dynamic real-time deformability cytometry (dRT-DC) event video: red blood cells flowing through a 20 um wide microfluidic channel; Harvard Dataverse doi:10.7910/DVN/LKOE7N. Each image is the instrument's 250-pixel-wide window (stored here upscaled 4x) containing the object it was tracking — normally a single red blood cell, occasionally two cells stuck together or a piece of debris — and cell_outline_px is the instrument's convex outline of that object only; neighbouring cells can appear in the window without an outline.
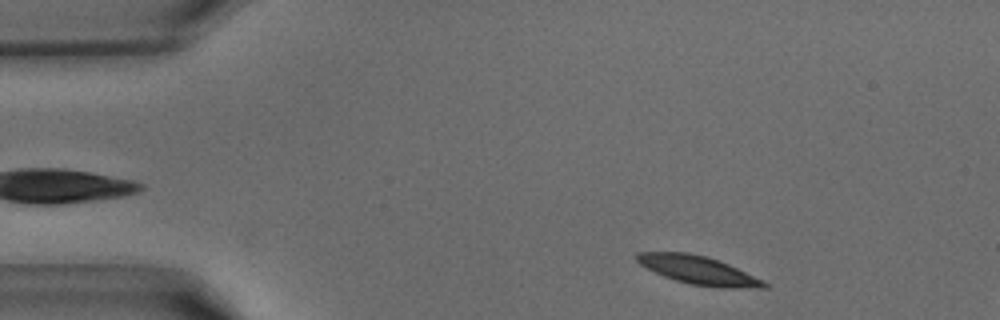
{"species": "common noctule bat (a hibernating species)", "species_latin": "Nyctalus noctula", "temperature_condition": "warm", "stored_images_in_passage": 7, "camera_frame_rate_fps": 3000, "um_per_image_px": 0.085, "animal": {"sex": "male", "body_mass_g": 15.6}, "frame": {"image": 1, "passage_image": 2, "time_ms": 0.333, "image_size_px": [1000, 320], "cell_outline_px": [[768, 288], [720, 288], [692, 284], [676, 280], [664, 276], [640, 264], [632, 256], [636, 252], [688, 252], [704, 256], [728, 264], [764, 280], [768, 284]], "centroid_in_image_um": [59.36, 22.96], "position_along_channel_um": 25.6, "area_um2": 20.92}}